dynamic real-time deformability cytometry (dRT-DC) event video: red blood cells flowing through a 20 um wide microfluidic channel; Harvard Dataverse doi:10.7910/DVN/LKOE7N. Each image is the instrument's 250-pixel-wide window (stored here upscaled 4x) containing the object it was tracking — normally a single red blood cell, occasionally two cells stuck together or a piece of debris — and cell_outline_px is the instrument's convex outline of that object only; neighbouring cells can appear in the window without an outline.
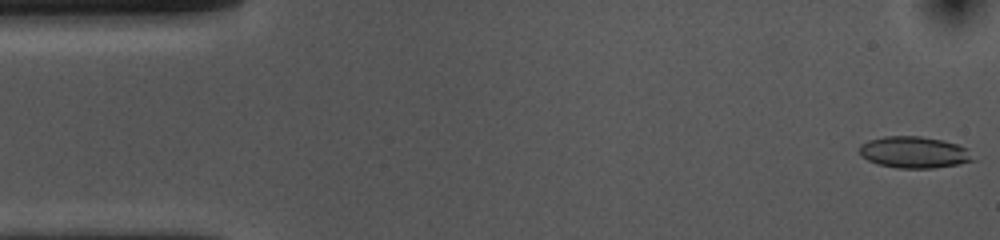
{"species": "common noctule bat (a hibernating species)", "species_latin": "Nyctalus noctula", "temperature_condition": "cold", "stored_images_in_passage": 54, "camera_frame_rate_fps": 3000, "um_per_image_px": 0.085, "animal": {"sex": "female", "body_mass_g": 10.0, "forearm_length_mm": 53.1}, "frame": {"image": 1, "passage_image": 1, "time_ms": 0.0, "image_size_px": [1000, 240], "cell_outline_px": [[976, 160], [956, 164], [932, 168], [896, 168], [876, 164], [860, 156], [860, 144], [868, 140], [884, 136], [920, 136], [944, 140], [968, 148]], "centroid_in_image_um": [77.69, 12.94], "position_along_channel_um": 7.3, "area_um2": 21.04}}
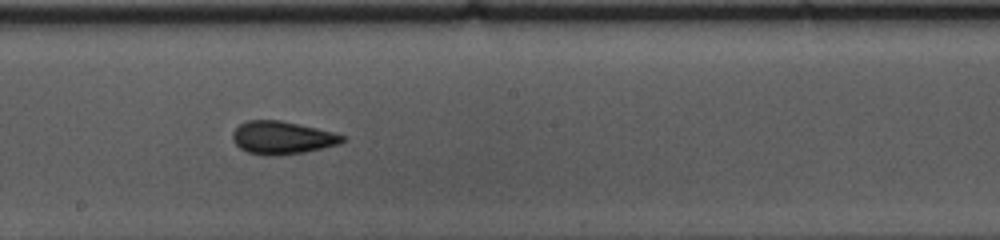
{"frame": {"image": 2, "passage_image": 28, "time_ms": 9.0, "image_size_px": [1000, 240], "cell_outline_px": [[348, 136], [340, 144], [324, 148], [304, 152], [276, 156], [264, 156], [248, 152], [240, 148], [232, 140], [232, 132], [240, 124], [248, 120], [280, 120], [316, 128]], "centroid_in_image_um": [23.98, 11.71], "position_along_channel_um": 224.2, "area_um2": 21.15}}
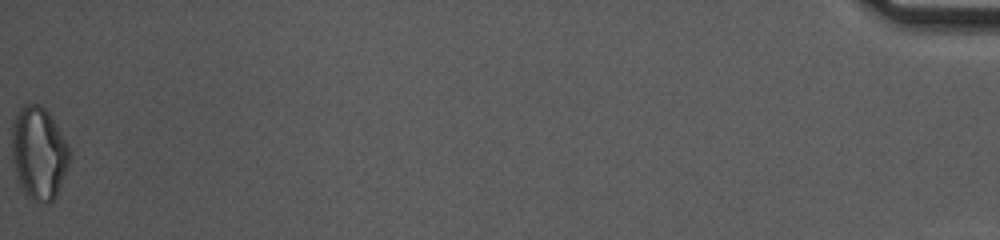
{"frame": {"image": 3, "passage_image": 54, "time_ms": 17.667, "image_size_px": [1000, 240], "cell_outline_px": [[68, 168], [56, 196], [48, 204], [44, 204], [32, 200], [24, 192], [16, 176], [12, 160], [12, 124], [20, 108], [24, 104], [40, 104], [48, 112], [68, 144]], "centroid_in_image_um": [3.28, 13.03], "position_along_channel_um": 431.9, "area_um2": 31.04}, "authors_computed_cell_mechanics": {"area_um2": 21.0103, "velocity_mm_per_s": 3.6389, "shape_relaxation_time_tau1_ms": null, "shape_relaxation_time_tau2_ms": 2.3803, "deformation_change_tau1": null, "deformation_change_tau2": 0.0705}}